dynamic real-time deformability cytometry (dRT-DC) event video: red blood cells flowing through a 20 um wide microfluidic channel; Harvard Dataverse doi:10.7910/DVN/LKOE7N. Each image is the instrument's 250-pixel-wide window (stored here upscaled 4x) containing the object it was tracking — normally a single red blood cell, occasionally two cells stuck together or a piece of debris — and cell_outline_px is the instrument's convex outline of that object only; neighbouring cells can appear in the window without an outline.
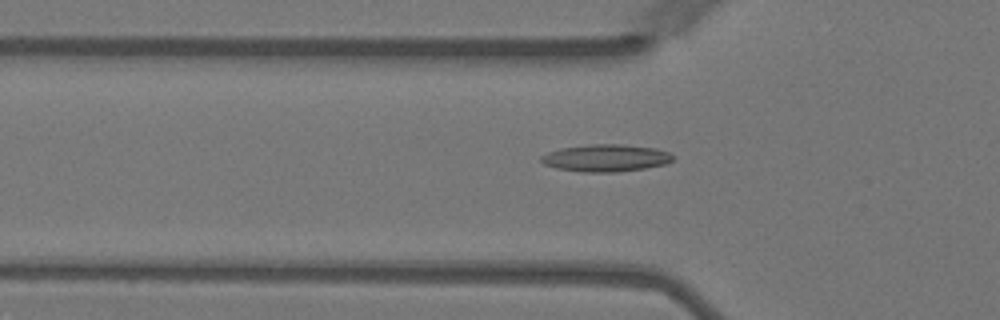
{"species": "Egyptian fruit bat (a non-hibernating species)", "species_latin": "Rousettus aegyptiacus", "temperature_condition": "warm", "stored_images_in_passage": 58, "camera_frame_rate_fps": 3000, "um_per_image_px": 0.085, "animal": {"sex": "female"}, "frame": {"image": 1, "passage_image": 19, "time_ms": 6.0, "image_size_px": [1000, 320], "cell_outline_px": [[676, 156], [672, 160], [664, 164], [644, 168], [616, 172], [580, 172], [556, 168], [544, 164], [540, 160], [540, 156], [548, 152], [560, 148], [592, 144], [620, 144], [656, 148], [668, 152]], "centroid_in_image_um": [51.48, 13.43], "position_along_channel_um": 74.3, "area_um2": 20.92}}
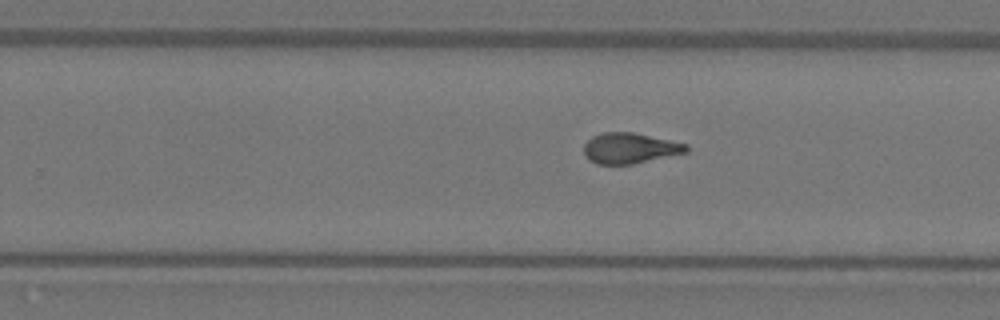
{"frame": {"image": 2, "passage_image": 36, "time_ms": 11.667, "image_size_px": [1000, 320], "cell_outline_px": [[688, 152], [632, 164], [596, 164], [588, 160], [584, 156], [584, 144], [592, 136], [604, 132], [632, 132], [688, 144]], "centroid_in_image_um": [53.51, 12.6], "position_along_channel_um": 276.3, "area_um2": 18.26}}
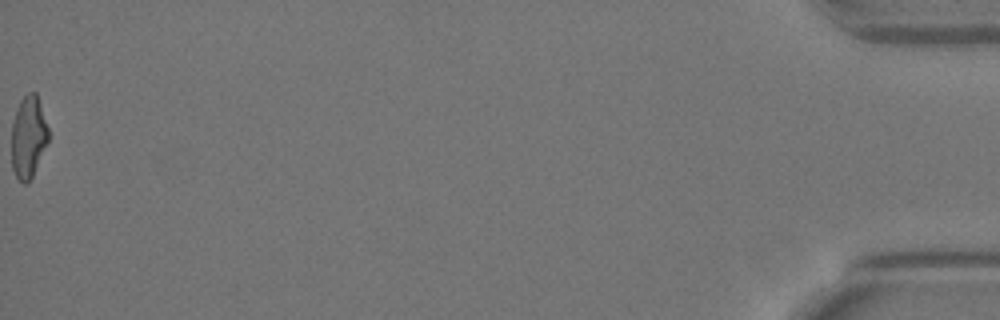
{"frame": {"image": 3, "passage_image": 58, "time_ms": 19.0, "image_size_px": [1000, 320], "cell_outline_px": [[48, 140], [32, 176], [24, 184], [16, 176], [12, 168], [12, 120], [16, 108], [20, 100], [28, 92], [36, 92], [48, 128]], "centroid_in_image_um": [2.39, 11.59], "position_along_channel_um": 432.8, "area_um2": 17.34}, "authors_computed_cell_mechanics": {"area_um2": 18.6405, "velocity_mm_per_s": 3.5491, "shape_relaxation_time_tau1_ms": null, "shape_relaxation_time_tau2_ms": 2.0506, "deformation_change_tau1": null, "deformation_change_tau2": 0.096}}